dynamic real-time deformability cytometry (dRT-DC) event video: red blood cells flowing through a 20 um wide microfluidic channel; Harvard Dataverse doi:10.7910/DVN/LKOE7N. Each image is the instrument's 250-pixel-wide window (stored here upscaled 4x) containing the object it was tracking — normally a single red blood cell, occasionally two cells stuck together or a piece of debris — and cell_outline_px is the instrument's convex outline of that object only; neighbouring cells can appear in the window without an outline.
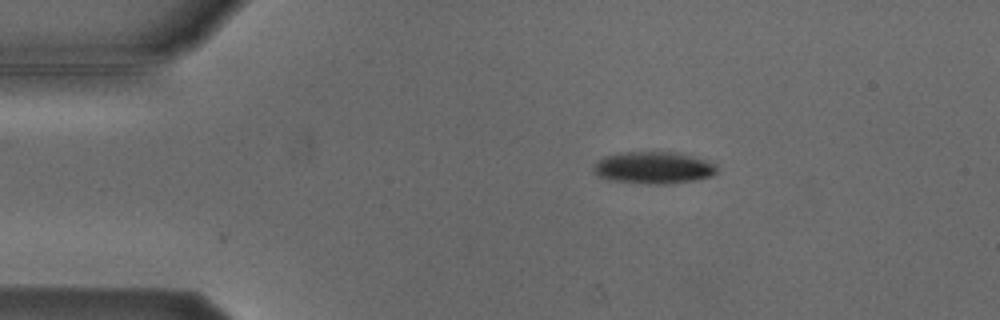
{"species": "Egyptian fruit bat (a non-hibernating species)", "species_latin": "Rousettus aegyptiacus", "temperature_condition": "cold", "stored_images_in_passage": 4, "camera_frame_rate_fps": 3000, "um_per_image_px": 0.085, "animal": {"sex": "male"}, "frame": {"image": 1, "passage_image": 1, "time_ms": 0.0, "image_size_px": [1000, 320], "cell_outline_px": [[720, 172], [712, 176], [696, 180], [668, 184], [648, 184], [608, 180], [596, 176], [592, 172], [592, 168], [596, 160], [604, 156], [620, 152], [676, 152], [704, 160], [716, 164]], "centroid_in_image_um": [55.51, 14.26], "position_along_channel_um": 29.5, "area_um2": 23.47}}
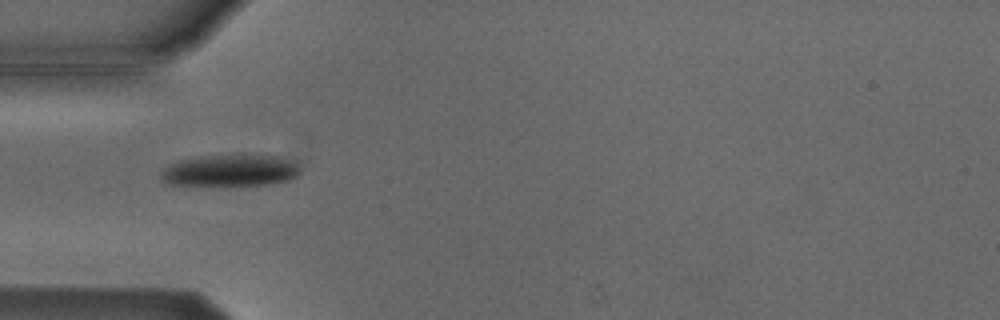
{"frame": {"image": 2, "passage_image": 3, "time_ms": 2.333, "image_size_px": [1000, 320], "cell_outline_px": [[300, 172], [296, 176], [288, 180], [268, 184], [164, 184], [160, 180], [160, 172], [164, 168], [180, 160], [200, 156], [240, 152], [276, 156], [296, 164], [300, 168]], "centroid_in_image_um": [19.54, 14.44], "position_along_channel_um": 65.5, "area_um2": 25.95}}